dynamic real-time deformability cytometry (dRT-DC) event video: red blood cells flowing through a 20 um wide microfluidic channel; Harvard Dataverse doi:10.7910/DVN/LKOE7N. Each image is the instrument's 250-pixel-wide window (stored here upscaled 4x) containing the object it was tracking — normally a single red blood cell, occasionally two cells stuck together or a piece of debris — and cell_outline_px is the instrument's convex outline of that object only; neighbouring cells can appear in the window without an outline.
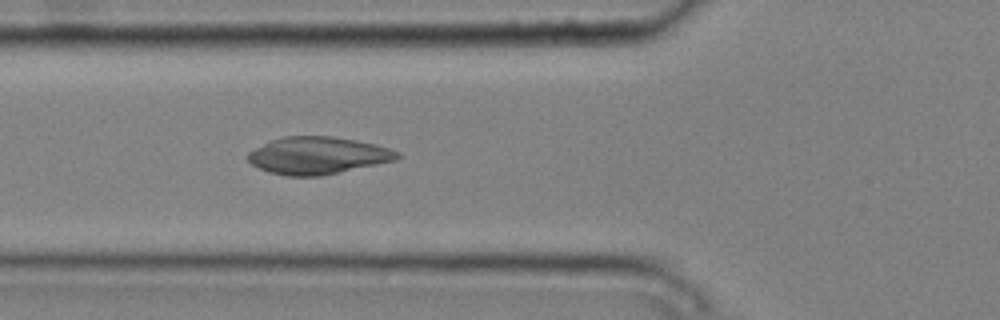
{"species": "common noctule bat (a hibernating species)", "species_latin": "Nyctalus noctula", "temperature_condition": "cold", "stored_images_in_passage": 4, "camera_frame_rate_fps": 3000, "um_per_image_px": 0.085, "animal": {"sex": "male", "body_mass_g": 20.4}, "frame": {"image": 1, "passage_image": 4, "time_ms": 1.0, "image_size_px": [1000, 320], "cell_outline_px": [[400, 156], [396, 160], [320, 176], [288, 176], [268, 172], [252, 164], [244, 156], [248, 152], [272, 140], [284, 136], [332, 136], [356, 140], [376, 144], [400, 152]], "centroid_in_image_um": [27.0, 13.21], "position_along_channel_um": 98.8, "area_um2": 32.31}}